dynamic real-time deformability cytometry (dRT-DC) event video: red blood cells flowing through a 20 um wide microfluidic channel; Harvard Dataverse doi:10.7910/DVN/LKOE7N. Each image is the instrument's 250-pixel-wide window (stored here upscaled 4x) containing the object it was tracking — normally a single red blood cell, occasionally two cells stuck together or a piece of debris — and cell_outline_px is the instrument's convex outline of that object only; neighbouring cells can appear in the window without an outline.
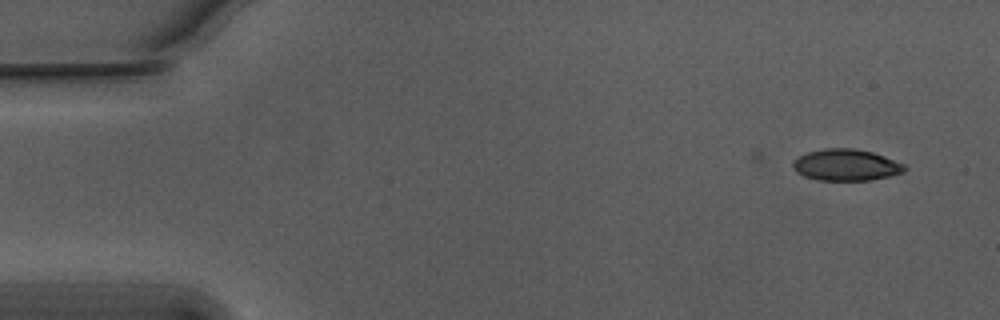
{"species": "Egyptian fruit bat (a non-hibernating species)", "species_latin": "Rousettus aegyptiacus", "temperature_condition": "warm", "stored_images_in_passage": 53, "camera_frame_rate_fps": 3000, "um_per_image_px": 0.085, "animal": {"sex": "male"}, "frame": {"image": 1, "passage_image": 1, "time_ms": 0.0, "image_size_px": [1000, 320], "cell_outline_px": [[908, 168], [904, 172], [892, 176], [868, 180], [820, 180], [804, 176], [796, 172], [792, 168], [792, 164], [800, 156], [808, 152], [824, 148], [852, 148], [872, 152], [884, 156], [904, 164]], "centroid_in_image_um": [71.94, 14.02], "position_along_channel_um": 13.1, "area_um2": 20.46}}
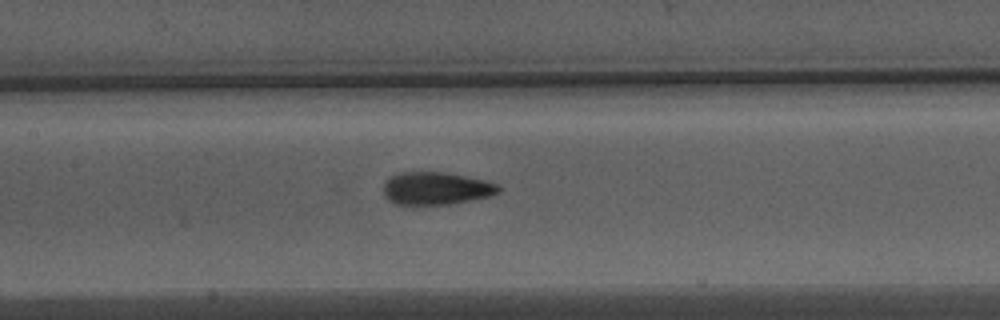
{"frame": {"image": 2, "passage_image": 23, "time_ms": 7.333, "image_size_px": [1000, 320], "cell_outline_px": [[500, 192], [488, 196], [448, 204], [392, 204], [384, 196], [384, 180], [396, 172], [444, 172], [484, 180], [496, 184], [500, 188]], "centroid_in_image_um": [36.99, 16.0], "position_along_channel_um": 170.4, "area_um2": 21.79}}
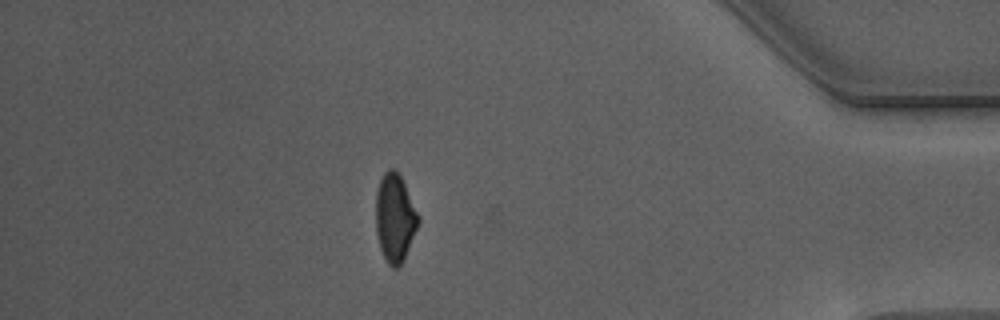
{"frame": {"image": 3, "passage_image": 45, "time_ms": 14.667, "image_size_px": [1000, 320], "cell_outline_px": [[420, 220], [404, 260], [396, 268], [392, 268], [388, 264], [380, 248], [376, 232], [376, 192], [380, 180], [384, 172], [388, 168], [396, 168], [420, 216]], "centroid_in_image_um": [33.56, 18.51], "position_along_channel_um": 401.6, "area_um2": 21.79}, "authors_computed_cell_mechanics": {"area_um2": 21.7906, "velocity_mm_per_s": 3.7676, "shape_relaxation_time_tau1_ms": 4.6873, "shape_relaxation_time_tau2_ms": 1.2008, "deformation_change_tau1": 0.1607, "deformation_change_tau2": 0.0616}}